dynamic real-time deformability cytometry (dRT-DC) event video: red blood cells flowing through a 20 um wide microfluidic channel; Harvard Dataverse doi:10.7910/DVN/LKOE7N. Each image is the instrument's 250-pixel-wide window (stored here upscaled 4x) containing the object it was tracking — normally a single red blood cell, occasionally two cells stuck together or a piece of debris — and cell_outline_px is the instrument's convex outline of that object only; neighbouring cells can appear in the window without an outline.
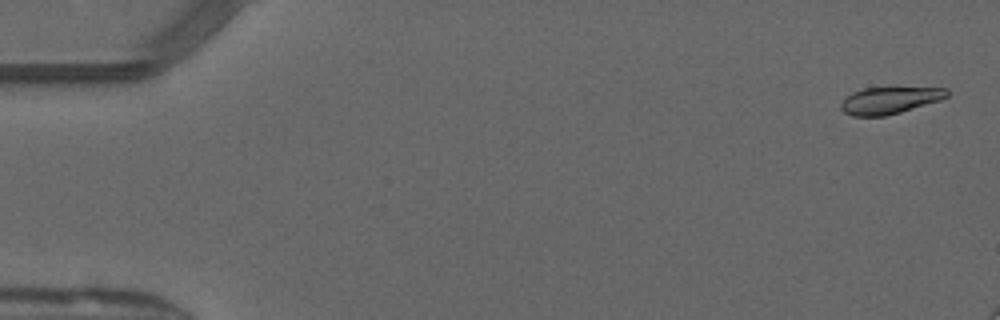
{"species": "common noctule bat (a hibernating species)", "species_latin": "Nyctalus noctula", "temperature_condition": "warm", "stored_images_in_passage": 6, "camera_frame_rate_fps": 3000, "um_per_image_px": 0.085, "animal": {"sex": "male", "forearm_length_mm": 52.5}, "frame": {"image": 1, "passage_image": 2, "time_ms": 0.333, "image_size_px": [1000, 320], "cell_outline_px": [[948, 96], [940, 100], [900, 112], [884, 116], [852, 116], [844, 112], [840, 108], [840, 104], [852, 92], [864, 88], [948, 88]], "centroid_in_image_um": [75.6, 8.53], "position_along_channel_um": 9.4, "area_um2": 16.36}}